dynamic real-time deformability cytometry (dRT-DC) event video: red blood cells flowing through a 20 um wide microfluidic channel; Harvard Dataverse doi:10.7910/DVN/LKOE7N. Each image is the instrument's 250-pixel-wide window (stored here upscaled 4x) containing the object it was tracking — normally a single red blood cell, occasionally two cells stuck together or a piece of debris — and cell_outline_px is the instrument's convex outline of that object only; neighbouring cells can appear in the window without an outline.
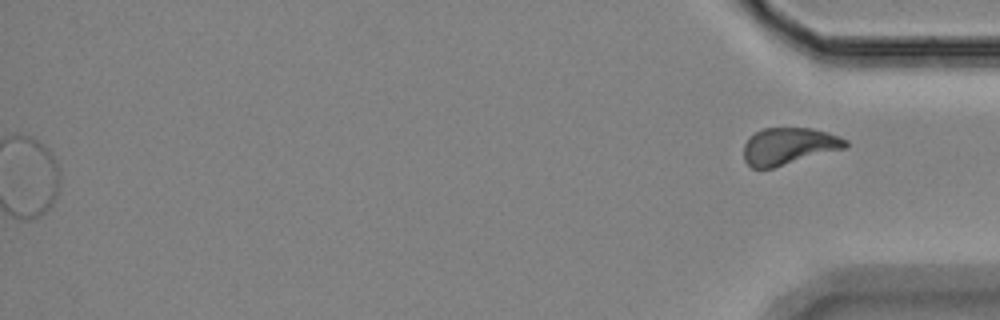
{"species": "Egyptian fruit bat (a non-hibernating species)", "species_latin": "Rousettus aegyptiacus", "temperature_condition": "room temperature", "stored_images_in_passage": 43, "segment_of_instrument_passage": [2, 2], "camera_frame_rate_fps": 3000, "um_per_image_px": 0.085, "animal": {"sex": "female"}, "frame": {"image": 1, "passage_image": 43, "time_ms": 14.0, "image_size_px": [1000, 320], "cell_outline_px": [[848, 148], [772, 168], [752, 168], [744, 160], [744, 144], [748, 136], [764, 128], [812, 128], [828, 132], [840, 136], [848, 140]], "centroid_in_image_um": [67.08, 12.42], "position_along_channel_um": 368.1, "area_um2": 22.2}}